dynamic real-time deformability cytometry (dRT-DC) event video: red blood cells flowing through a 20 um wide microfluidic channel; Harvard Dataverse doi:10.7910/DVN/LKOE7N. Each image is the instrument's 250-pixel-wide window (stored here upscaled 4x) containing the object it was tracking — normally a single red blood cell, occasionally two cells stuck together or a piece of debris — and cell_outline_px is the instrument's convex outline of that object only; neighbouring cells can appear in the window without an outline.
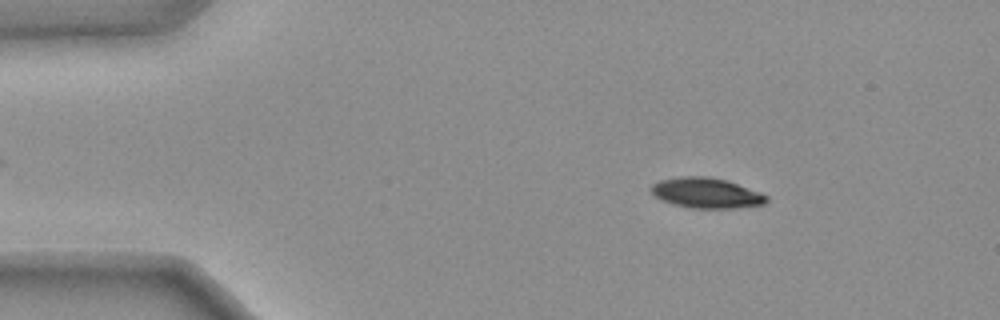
{"species": "common noctule bat (a hibernating species)", "species_latin": "Nyctalus noctula", "temperature_condition": "warm", "stored_images_in_passage": 44, "camera_frame_rate_fps": 3000, "um_per_image_px": 0.085, "animal": {"sex": "female", "body_mass_g": 25.1}, "frame": {"image": 1, "passage_image": 5, "time_ms": 1.333, "image_size_px": [1000, 320], "cell_outline_px": [[768, 200], [764, 204], [736, 208], [692, 208], [676, 204], [664, 200], [656, 196], [648, 188], [652, 184], [660, 180], [680, 176], [708, 176], [728, 180], [760, 192], [768, 196]], "centroid_in_image_um": [60.06, 16.39], "position_along_channel_um": 24.9, "area_um2": 20.35}}
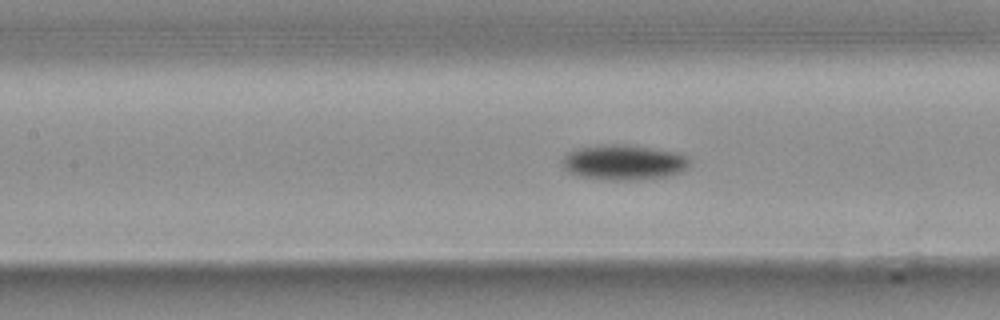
{"frame": {"image": 2, "passage_image": 21, "time_ms": 6.667, "image_size_px": [1000, 320], "cell_outline_px": [[688, 168], [680, 172], [668, 176], [636, 180], [612, 180], [580, 176], [568, 172], [564, 168], [564, 156], [568, 152], [576, 148], [600, 144], [632, 144], [680, 152], [688, 156]], "centroid_in_image_um": [53.06, 13.77], "position_along_channel_um": 154.3, "area_um2": 26.47}}
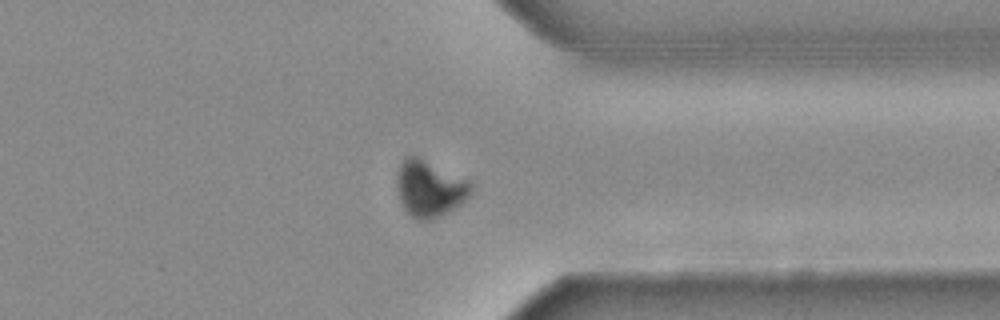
{"frame": {"image": 3, "passage_image": 39, "time_ms": 12.667, "image_size_px": [1000, 320], "cell_outline_px": [[472, 192], [460, 204], [448, 212], [432, 220], [420, 220], [412, 216], [404, 208], [400, 200], [396, 176], [396, 172], [404, 156], [420, 156], [468, 180], [472, 184]], "centroid_in_image_um": [36.51, 16.0], "position_along_channel_um": 374.9, "area_um2": 24.39}, "authors_computed_cell_mechanics": {"area_um2": 24.5939, "velocity_mm_per_s": 3.7333, "shape_relaxation_time_tau1_ms": 2.6023, "shape_relaxation_time_tau2_ms": null, "deformation_change_tau1": 0.1404, "deformation_change_tau2": null}}